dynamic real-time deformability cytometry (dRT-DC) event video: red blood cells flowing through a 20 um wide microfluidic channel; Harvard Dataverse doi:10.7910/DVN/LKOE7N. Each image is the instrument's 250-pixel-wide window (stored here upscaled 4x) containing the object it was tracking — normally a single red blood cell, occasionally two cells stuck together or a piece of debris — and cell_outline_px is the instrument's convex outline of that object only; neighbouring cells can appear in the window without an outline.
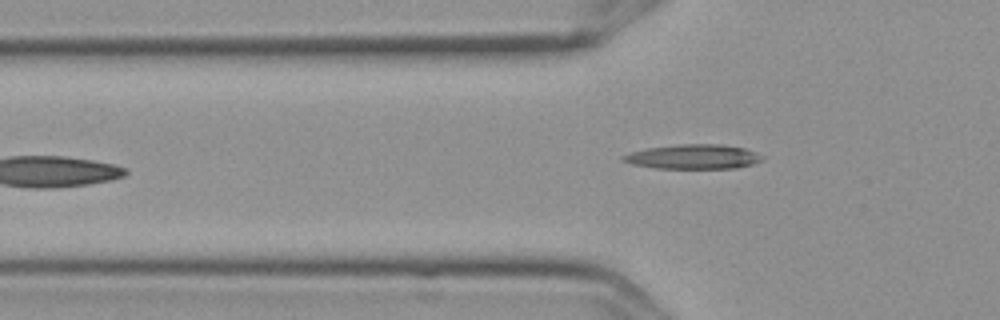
{"species": "Egyptian fruit bat (a non-hibernating species)", "species_latin": "Rousettus aegyptiacus", "temperature_condition": "cold", "stored_images_in_passage": 6, "camera_frame_rate_fps": 3000, "um_per_image_px": 0.085, "frame": {"image": 1, "passage_image": 6, "time_ms": 1.667, "image_size_px": [1000, 320], "cell_outline_px": [[764, 160], [752, 164], [736, 168], [656, 168], [632, 164], [624, 160], [620, 156], [632, 152], [648, 148], [676, 144], [720, 144], [744, 148], [756, 152], [764, 156]], "centroid_in_image_um": [58.98, 13.32], "position_along_channel_um": 66.8, "area_um2": 19.83}}